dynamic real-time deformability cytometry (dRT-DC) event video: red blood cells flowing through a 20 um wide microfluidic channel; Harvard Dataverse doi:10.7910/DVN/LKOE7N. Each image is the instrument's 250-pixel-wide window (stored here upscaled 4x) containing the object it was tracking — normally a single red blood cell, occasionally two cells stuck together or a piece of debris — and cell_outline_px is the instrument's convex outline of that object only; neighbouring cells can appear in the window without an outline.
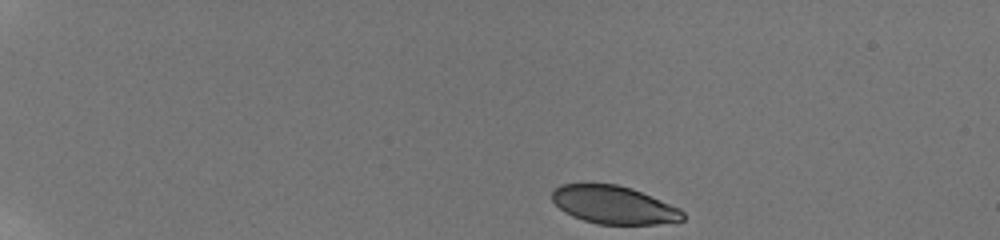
{"species": "human", "species_latin": "Homo sapiens", "temperature_condition": "room temperature", "stored_images_in_passage": 46, "camera_frame_rate_fps": 3000, "um_per_image_px": 0.085, "donor": {"sex": "male"}, "frame": {"image": 1, "passage_image": 1, "time_ms": 0.0, "image_size_px": [1000, 240], "cell_outline_px": [[684, 220], [656, 224], [596, 224], [572, 216], [564, 212], [552, 200], [552, 192], [560, 184], [616, 184], [632, 188], [680, 208], [684, 212]], "centroid_in_image_um": [52.17, 17.42], "position_along_channel_um": 32.8, "area_um2": 28.84}}
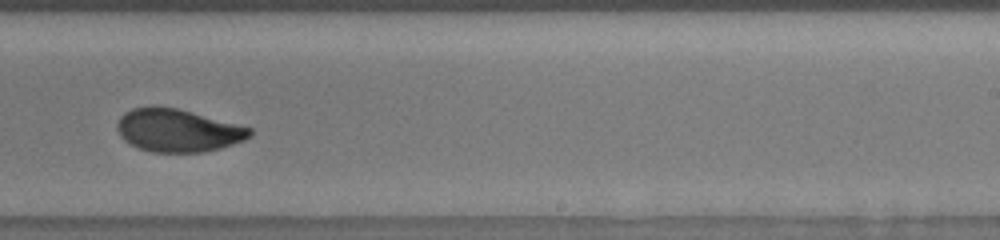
{"frame": {"image": 2, "passage_image": 29, "time_ms": 9.333, "image_size_px": [1000, 240], "cell_outline_px": [[252, 136], [244, 140], [220, 148], [204, 152], [152, 152], [140, 148], [124, 140], [120, 136], [116, 128], [116, 124], [120, 116], [124, 112], [132, 108], [176, 108], [192, 112], [252, 128]], "centroid_in_image_um": [15.12, 11.1], "position_along_channel_um": 273.9, "area_um2": 32.66}}
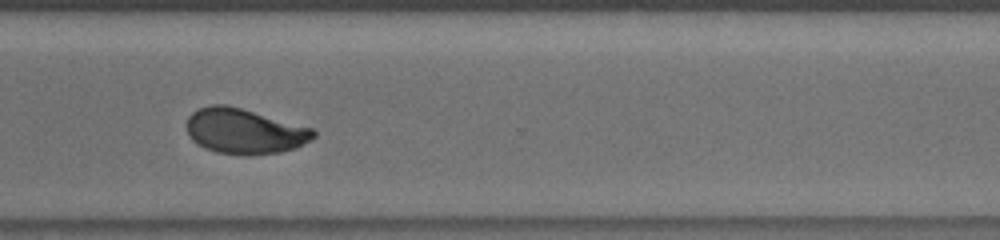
{"frame": {"image": 3, "passage_image": 35, "time_ms": 11.333, "image_size_px": [1000, 240], "cell_outline_px": [[316, 136], [312, 140], [292, 148], [280, 152], [248, 156], [244, 156], [216, 152], [204, 148], [192, 140], [188, 132], [188, 116], [192, 112], [200, 108], [212, 104], [228, 104], [312, 128], [316, 132]], "centroid_in_image_um": [20.77, 11.15], "position_along_channel_um": 349.8, "area_um2": 33.47}, "authors_computed_cell_mechanics": {"area_um2": 32.9749, "velocity_mm_per_s": 3.7905, "shape_relaxation_time_tau1_ms": 6.0154, "shape_relaxation_time_tau2_ms": 0.8491, "deformation_change_tau1": 0.1725, "deformation_change_tau2": 0.0464}}